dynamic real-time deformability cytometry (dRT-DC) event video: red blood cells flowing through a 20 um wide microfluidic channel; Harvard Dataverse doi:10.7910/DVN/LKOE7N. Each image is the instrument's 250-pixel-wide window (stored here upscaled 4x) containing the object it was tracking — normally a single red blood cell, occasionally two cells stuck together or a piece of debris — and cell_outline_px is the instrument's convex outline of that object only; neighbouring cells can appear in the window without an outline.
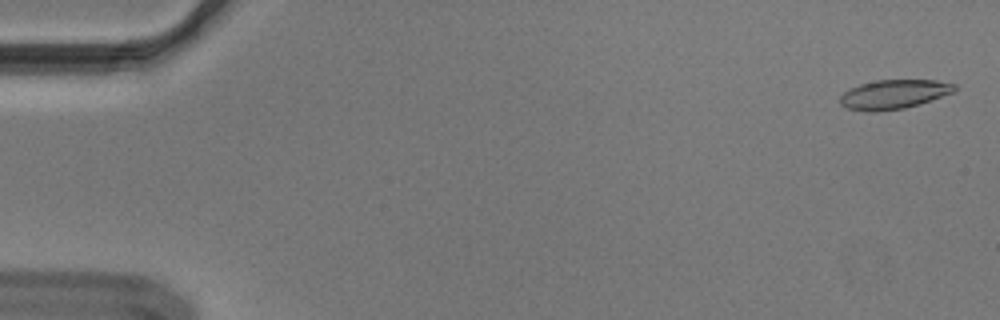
{"species": "Egyptian fruit bat (a non-hibernating species)", "species_latin": "Rousettus aegyptiacus", "temperature_condition": "cold", "stored_images_in_passage": 11, "camera_frame_rate_fps": 3000, "um_per_image_px": 0.085, "animal": {"sex": "male"}, "frame": {"image": 1, "passage_image": 2, "time_ms": 0.333, "image_size_px": [1000, 320], "cell_outline_px": [[956, 88], [952, 92], [920, 104], [904, 108], [872, 112], [844, 108], [840, 104], [840, 96], [844, 92], [860, 84], [876, 80], [936, 80], [956, 84]], "centroid_in_image_um": [75.95, 8.02], "position_along_channel_um": 9.1, "area_um2": 19.36}}